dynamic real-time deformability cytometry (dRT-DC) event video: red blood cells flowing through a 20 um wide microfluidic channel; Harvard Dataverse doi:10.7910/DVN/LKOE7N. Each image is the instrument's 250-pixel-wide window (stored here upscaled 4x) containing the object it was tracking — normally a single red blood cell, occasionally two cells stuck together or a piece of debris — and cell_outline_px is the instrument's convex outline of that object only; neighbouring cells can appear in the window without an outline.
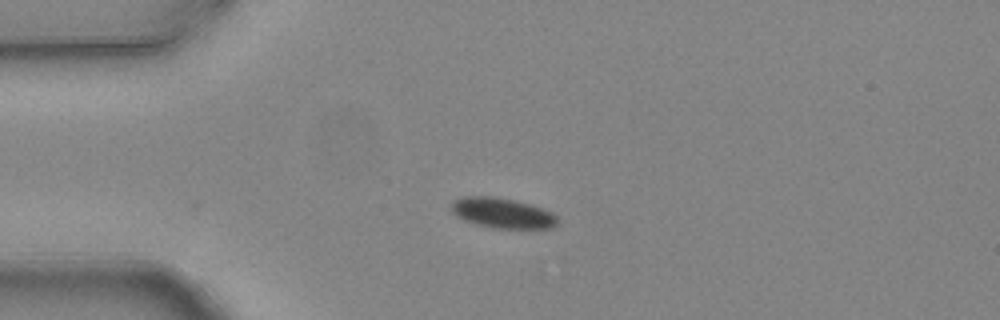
{"species": "common noctule bat (a hibernating species)", "species_latin": "Nyctalus noctula", "temperature_condition": "warm", "stored_images_in_passage": 2, "camera_frame_rate_fps": 3000, "um_per_image_px": 0.085, "animal": {"sex": "female", "body_mass_g": 24.6, "forearm_length_mm": 56.2}, "frame": {"image": 1, "passage_image": 1, "time_ms": 0.0, "image_size_px": [1000, 320], "cell_outline_px": [[556, 224], [552, 228], [492, 228], [476, 224], [464, 220], [456, 216], [452, 212], [452, 200], [464, 196], [496, 196], [516, 200], [552, 212], [556, 216]], "centroid_in_image_um": [42.66, 18.1], "position_along_channel_um": 42.3, "area_um2": 18.67}}